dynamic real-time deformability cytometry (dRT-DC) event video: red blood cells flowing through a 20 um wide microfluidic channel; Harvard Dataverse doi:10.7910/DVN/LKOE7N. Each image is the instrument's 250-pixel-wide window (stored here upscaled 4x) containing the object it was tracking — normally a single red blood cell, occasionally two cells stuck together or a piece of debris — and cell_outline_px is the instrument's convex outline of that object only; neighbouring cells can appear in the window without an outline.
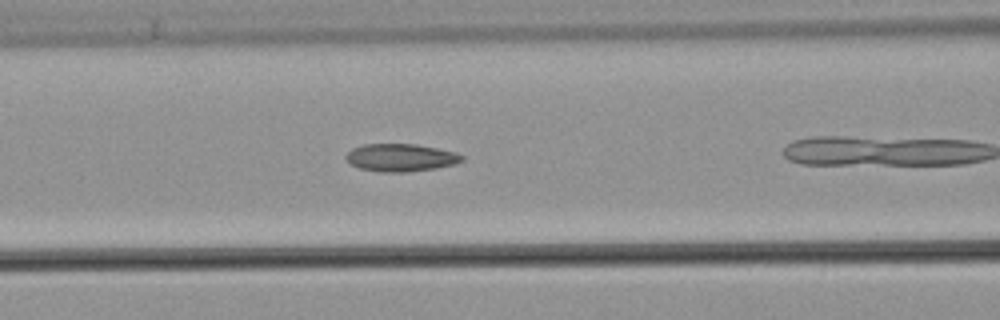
{"species": "common noctule bat (a hibernating species)", "species_latin": "Nyctalus noctula", "temperature_condition": "warm", "stored_images_in_passage": 23, "camera_frame_rate_fps": 3000, "um_per_image_px": 0.085, "animal": {"sex": "male", "body_mass_g": 21.5, "forearm_length_mm": 52.0}, "frame": {"image": 1, "passage_image": 7, "time_ms": 2.0, "image_size_px": [1000, 320], "cell_outline_px": [[464, 160], [456, 164], [436, 168], [408, 172], [380, 172], [360, 168], [352, 164], [344, 156], [352, 148], [364, 144], [416, 144], [456, 152], [464, 156]], "centroid_in_image_um": [34.09, 13.4], "position_along_channel_um": 132.5, "area_um2": 18.73}}